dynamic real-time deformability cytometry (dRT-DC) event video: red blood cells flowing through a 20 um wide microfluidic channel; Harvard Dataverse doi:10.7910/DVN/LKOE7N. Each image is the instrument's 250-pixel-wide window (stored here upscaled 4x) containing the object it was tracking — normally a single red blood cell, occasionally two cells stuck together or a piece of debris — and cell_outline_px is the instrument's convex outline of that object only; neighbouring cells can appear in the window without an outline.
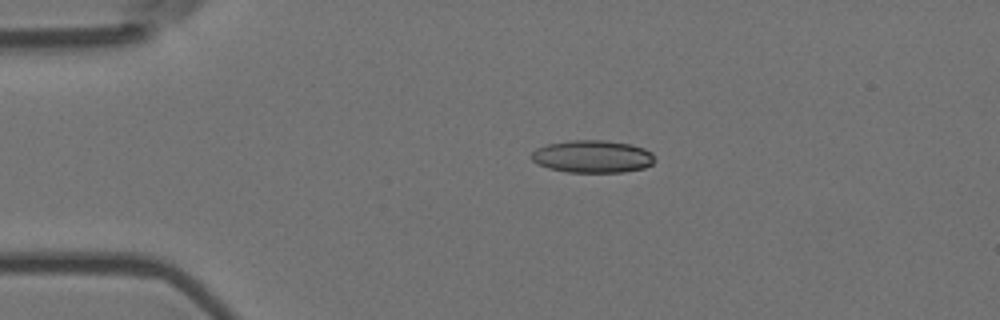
{"species": "Egyptian fruit bat (a non-hibernating species)", "species_latin": "Rousettus aegyptiacus", "temperature_condition": "room temperature", "stored_images_in_passage": 3, "camera_frame_rate_fps": 3000, "um_per_image_px": 0.085, "animal": {"sex": "female"}, "frame": {"image": 1, "passage_image": 1, "time_ms": 0.0, "image_size_px": [1000, 320], "cell_outline_px": [[656, 160], [652, 164], [644, 168], [624, 172], [568, 172], [548, 168], [532, 160], [532, 152], [536, 148], [548, 144], [568, 140], [604, 140], [632, 144], [644, 148], [652, 152]], "centroid_in_image_um": [50.4, 13.3], "position_along_channel_um": 34.6, "area_um2": 23.47}}